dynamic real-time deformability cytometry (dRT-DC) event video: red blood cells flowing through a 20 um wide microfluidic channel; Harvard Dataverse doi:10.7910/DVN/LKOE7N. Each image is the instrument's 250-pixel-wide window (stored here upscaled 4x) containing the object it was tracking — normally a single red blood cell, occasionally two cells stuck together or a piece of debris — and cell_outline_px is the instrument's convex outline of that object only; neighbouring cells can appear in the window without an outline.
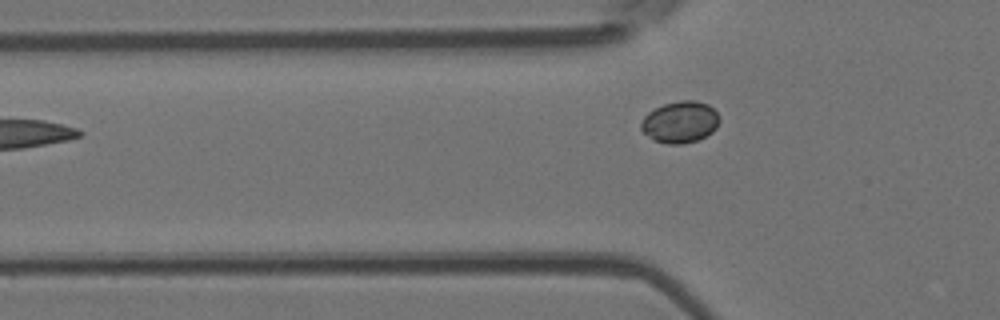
{"species": "Egyptian fruit bat (a non-hibernating species)", "species_latin": "Rousettus aegyptiacus", "temperature_condition": "room temperature", "stored_images_in_passage": 5, "camera_frame_rate_fps": 3000, "um_per_image_px": 0.085, "animal": {"sex": "female"}, "frame": {"image": 1, "passage_image": 5, "time_ms": 5.667, "image_size_px": [1000, 320], "cell_outline_px": [[720, 120], [716, 128], [712, 132], [696, 140], [684, 144], [668, 144], [652, 140], [640, 128], [640, 124], [644, 116], [648, 112], [664, 104], [680, 100], [696, 100], [708, 104], [720, 116]], "centroid_in_image_um": [57.81, 10.37], "position_along_channel_um": 68.0, "area_um2": 19.07}}